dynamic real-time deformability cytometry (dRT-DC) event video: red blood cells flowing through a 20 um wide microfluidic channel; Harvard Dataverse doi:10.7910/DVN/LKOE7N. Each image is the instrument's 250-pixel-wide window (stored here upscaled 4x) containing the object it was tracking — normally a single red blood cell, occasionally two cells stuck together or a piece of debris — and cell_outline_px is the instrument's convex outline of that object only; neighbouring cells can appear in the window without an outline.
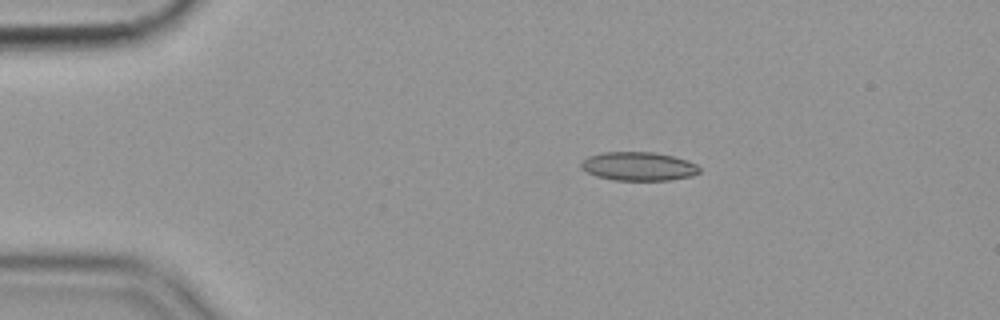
{"species": "common noctule bat (a hibernating species)", "species_latin": "Nyctalus noctula", "temperature_condition": "cold", "stored_images_in_passage": 47, "camera_frame_rate_fps": 3000, "um_per_image_px": 0.085, "animal": {"sex": "female", "body_mass_g": 19.9}, "frame": {"image": 1, "passage_image": 1, "time_ms": 0.0, "image_size_px": [1000, 320], "cell_outline_px": [[700, 172], [692, 176], [668, 180], [612, 180], [596, 176], [580, 168], [580, 164], [588, 156], [604, 152], [656, 152], [688, 160], [696, 164], [700, 168]], "centroid_in_image_um": [54.28, 14.13], "position_along_channel_um": 30.7, "area_um2": 19.83}}
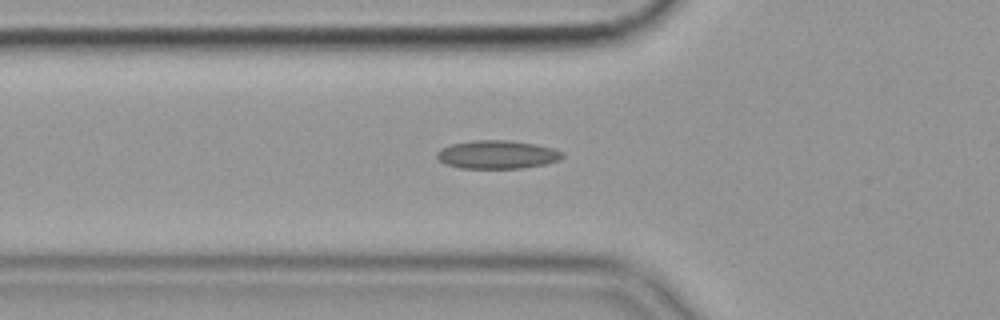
{"frame": {"image": 2, "passage_image": 10, "time_ms": 3.0, "image_size_px": [1000, 320], "cell_outline_px": [[564, 156], [560, 160], [544, 164], [524, 168], [460, 168], [448, 164], [440, 160], [436, 156], [436, 152], [440, 148], [452, 144], [472, 140], [508, 140], [536, 144], [552, 148], [564, 152]], "centroid_in_image_um": [42.28, 13.13], "position_along_channel_um": 83.5, "area_um2": 20.75}}
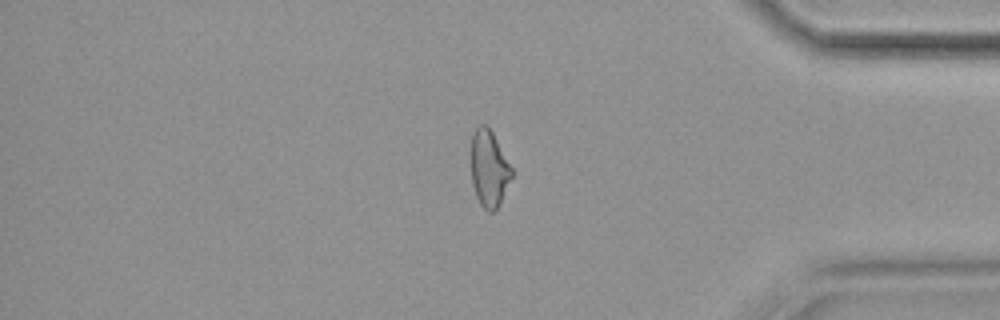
{"frame": {"image": 3, "passage_image": 38, "time_ms": 12.333, "image_size_px": [1000, 320], "cell_outline_px": [[512, 176], [496, 212], [488, 212], [480, 204], [476, 196], [472, 184], [472, 136], [476, 128], [480, 124], [484, 124], [492, 132], [512, 168]], "centroid_in_image_um": [41.57, 14.37], "position_along_channel_um": 393.6, "area_um2": 17.86}, "authors_computed_cell_mechanics": {"area_um2": 19.3052, "velocity_mm_per_s": 3.5718, "shape_relaxation_time_tau1_ms": null, "shape_relaxation_time_tau2_ms": 5.6581, "deformation_change_tau1": null, "deformation_change_tau2": 0.1268}}